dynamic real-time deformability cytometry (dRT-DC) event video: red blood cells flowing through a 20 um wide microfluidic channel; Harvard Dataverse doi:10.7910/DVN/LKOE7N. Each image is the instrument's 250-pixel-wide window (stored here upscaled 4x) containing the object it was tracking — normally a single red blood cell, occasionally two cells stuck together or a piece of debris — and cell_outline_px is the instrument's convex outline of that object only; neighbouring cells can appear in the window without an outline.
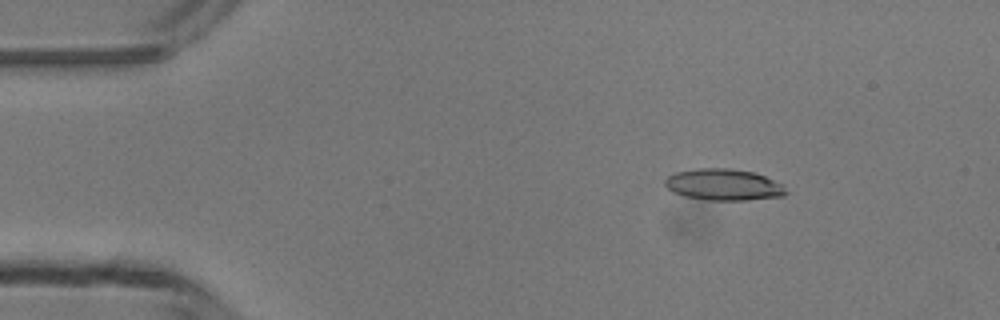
{"species": "common noctule bat (a hibernating species)", "species_latin": "Nyctalus noctula", "temperature_condition": "room temperature", "stored_images_in_passage": 5, "camera_frame_rate_fps": 3000, "um_per_image_px": 0.085, "animal": {"sex": "male", "body_mass_g": 13.3}, "frame": {"image": 1, "passage_image": 2, "time_ms": 1.333, "image_size_px": [1000, 320], "cell_outline_px": [[788, 192], [784, 196], [744, 200], [712, 200], [684, 196], [672, 192], [664, 184], [664, 180], [668, 176], [676, 172], [700, 168], [728, 168], [752, 172], [764, 176], [780, 184]], "centroid_in_image_um": [61.47, 15.7], "position_along_channel_um": 23.5, "area_um2": 21.91}}